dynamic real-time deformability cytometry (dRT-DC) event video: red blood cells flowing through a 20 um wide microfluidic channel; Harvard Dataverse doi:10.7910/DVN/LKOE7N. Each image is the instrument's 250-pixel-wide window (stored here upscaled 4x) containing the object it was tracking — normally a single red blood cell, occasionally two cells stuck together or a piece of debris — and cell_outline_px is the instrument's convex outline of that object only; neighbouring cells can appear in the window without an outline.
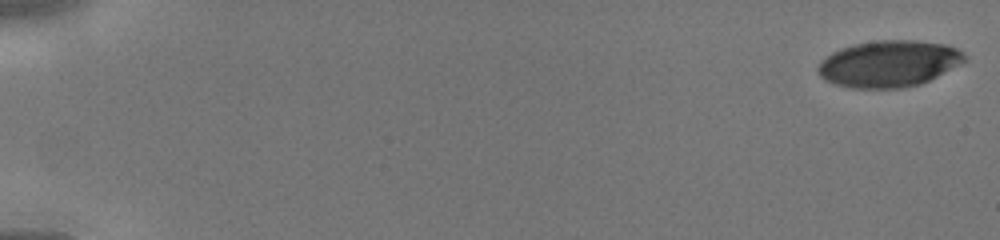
{"species": "human", "species_latin": "Homo sapiens", "temperature_condition": "cold", "stored_images_in_passage": 45, "camera_frame_rate_fps": 3000, "um_per_image_px": 0.085, "donor": {"sex": "male"}, "frame": {"image": 1, "passage_image": 1, "time_ms": 0.0, "image_size_px": [1000, 240], "cell_outline_px": [[968, 60], [920, 84], [904, 88], [852, 88], [836, 84], [824, 80], [816, 72], [816, 68], [820, 60], [832, 52], [840, 48], [856, 44], [876, 40], [916, 40], [944, 44], [956, 48]], "centroid_in_image_um": [75.5, 5.41], "position_along_channel_um": 9.5, "area_um2": 39.71}}
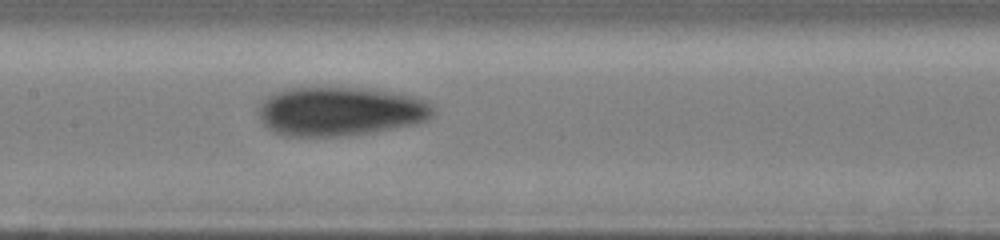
{"frame": {"image": 2, "passage_image": 24, "time_ms": 7.667, "image_size_px": [1000, 240], "cell_outline_px": [[436, 112], [428, 120], [416, 124], [372, 132], [348, 136], [284, 136], [272, 132], [260, 120], [260, 104], [268, 96], [276, 92], [288, 88], [364, 88], [392, 92], [412, 96], [428, 100], [436, 108]], "centroid_in_image_um": [28.97, 9.47], "position_along_channel_um": 178.4, "area_um2": 50.17}}
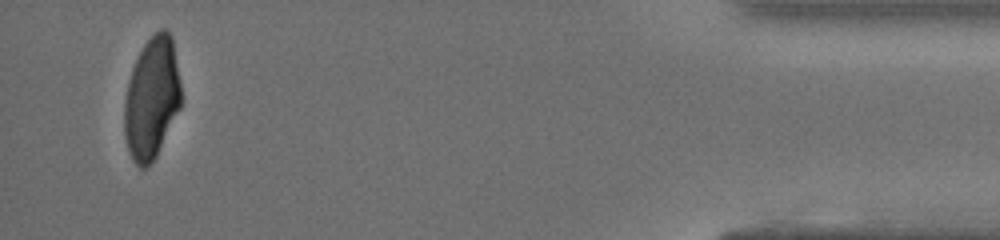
{"frame": {"image": 3, "passage_image": 44, "time_ms": 14.333, "image_size_px": [1000, 240], "cell_outline_px": [[180, 108], [156, 156], [148, 168], [140, 168], [132, 160], [128, 152], [124, 136], [124, 104], [128, 84], [132, 68], [144, 44], [160, 28], [164, 28], [172, 36], [180, 84]], "centroid_in_image_um": [12.88, 8.39], "position_along_channel_um": 422.3, "area_um2": 40.06}}